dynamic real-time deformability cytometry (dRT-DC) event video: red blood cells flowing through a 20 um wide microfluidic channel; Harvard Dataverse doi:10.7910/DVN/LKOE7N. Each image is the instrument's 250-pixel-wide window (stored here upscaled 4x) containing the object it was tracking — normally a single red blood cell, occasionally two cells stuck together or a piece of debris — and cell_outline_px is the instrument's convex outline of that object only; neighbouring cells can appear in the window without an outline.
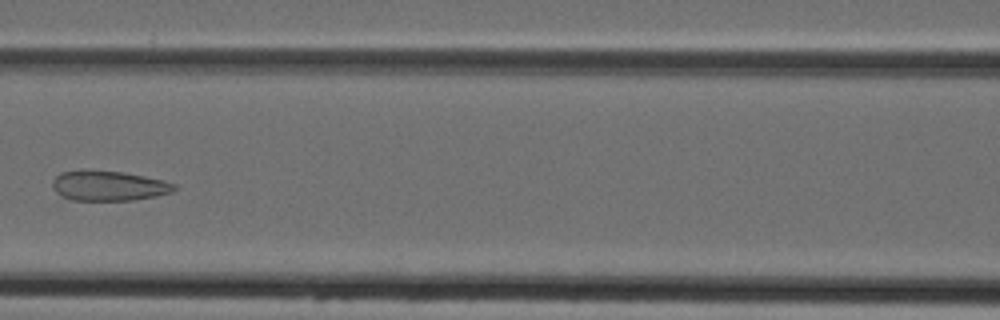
{"species": "Egyptian fruit bat (a non-hibernating species)", "species_latin": "Rousettus aegyptiacus", "temperature_condition": "cold", "stored_images_in_passage": 4, "camera_frame_rate_fps": 3000, "um_per_image_px": 0.085, "animal": {"sex": "female"}, "frame": {"image": 1, "passage_image": 4, "time_ms": 3.667, "image_size_px": [1000, 320], "cell_outline_px": [[176, 188], [172, 192], [136, 200], [72, 200], [56, 192], [52, 188], [52, 180], [60, 172], [80, 168], [124, 172], [164, 180], [176, 184]], "centroid_in_image_um": [9.2, 15.76], "position_along_channel_um": 157.4, "area_um2": 21.68}}